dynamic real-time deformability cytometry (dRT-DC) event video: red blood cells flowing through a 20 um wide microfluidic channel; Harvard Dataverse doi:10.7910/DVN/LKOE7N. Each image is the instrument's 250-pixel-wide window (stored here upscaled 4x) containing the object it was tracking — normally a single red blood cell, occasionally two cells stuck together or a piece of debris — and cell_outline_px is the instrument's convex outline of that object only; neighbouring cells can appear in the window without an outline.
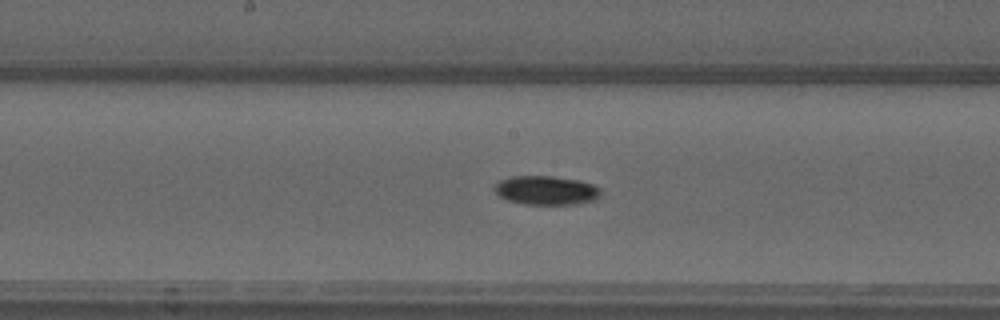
{"species": "common noctule bat (a hibernating species)", "species_latin": "Nyctalus noctula", "temperature_condition": "warm", "stored_images_in_passage": 50, "camera_frame_rate_fps": 3000, "um_per_image_px": 0.085, "animal": {"sex": "male", "forearm_length_mm": 52.5}, "frame": {"image": 1, "passage_image": 26, "time_ms": 8.333, "image_size_px": [1000, 320], "cell_outline_px": [[600, 196], [596, 200], [572, 204], [524, 204], [508, 200], [500, 196], [492, 188], [500, 180], [512, 176], [552, 176], [580, 180], [592, 184], [600, 188]], "centroid_in_image_um": [46.43, 16.17], "position_along_channel_um": 201.8, "area_um2": 17.92}}
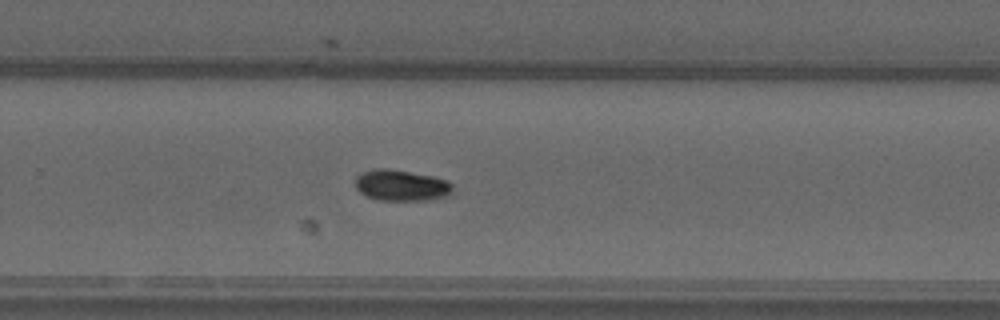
{"frame": {"image": 2, "passage_image": 33, "time_ms": 10.667, "image_size_px": [1000, 320], "cell_outline_px": [[452, 192], [448, 196], [428, 200], [376, 200], [360, 192], [356, 188], [356, 176], [360, 172], [376, 168], [388, 168], [432, 176], [448, 180], [452, 184]], "centroid_in_image_um": [34.11, 15.75], "position_along_channel_um": 295.7, "area_um2": 17.74}}
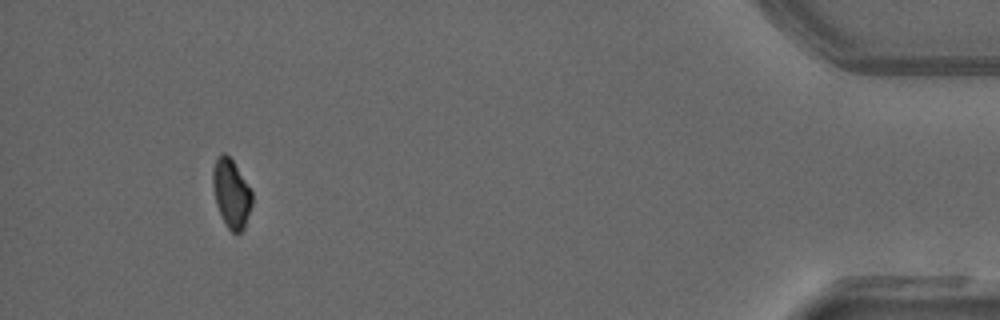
{"frame": {"image": 3, "passage_image": 47, "time_ms": 15.333, "image_size_px": [1000, 320], "cell_outline_px": [[252, 204], [244, 228], [240, 232], [232, 232], [228, 228], [216, 204], [212, 184], [212, 172], [216, 160], [224, 152], [232, 160], [252, 192]], "centroid_in_image_um": [19.66, 16.45], "position_along_channel_um": 415.5, "area_um2": 15.26}, "authors_computed_cell_mechanics": {"area_um2": 16.7909, "velocity_mm_per_s": 4.046, "shape_relaxation_time_tau1_ms": 7.7906, "shape_relaxation_time_tau2_ms": null, "deformation_change_tau1": 0.1982, "deformation_change_tau2": null}}